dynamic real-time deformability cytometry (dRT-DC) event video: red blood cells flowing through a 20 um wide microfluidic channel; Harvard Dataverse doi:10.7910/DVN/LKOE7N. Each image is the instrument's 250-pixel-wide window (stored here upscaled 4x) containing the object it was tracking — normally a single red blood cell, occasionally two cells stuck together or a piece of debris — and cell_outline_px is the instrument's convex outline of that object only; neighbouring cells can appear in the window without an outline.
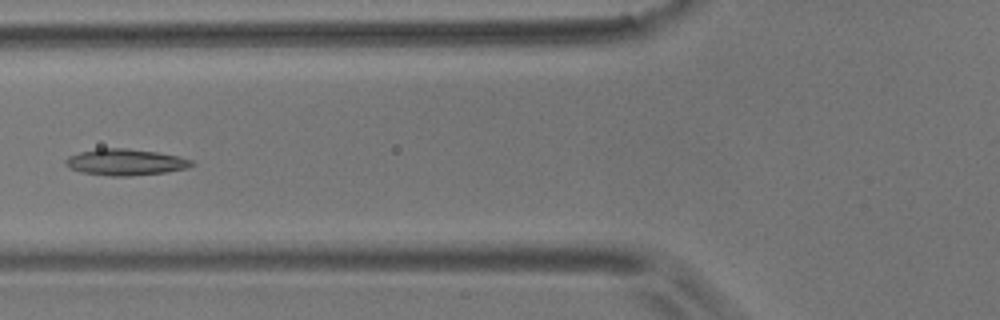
{"species": "common noctule bat (a hibernating species)", "species_latin": "Nyctalus noctula", "temperature_condition": "room temperature", "stored_images_in_passage": 8, "camera_frame_rate_fps": 3000, "um_per_image_px": 0.085, "animal": {"sex": "male", "body_mass_g": 17.9}, "frame": {"image": 1, "passage_image": 6, "time_ms": 1.667, "image_size_px": [1000, 320], "cell_outline_px": [[196, 164], [188, 168], [164, 172], [128, 176], [112, 176], [80, 172], [68, 168], [64, 164], [64, 160], [68, 156], [80, 152], [96, 148], [124, 148], [156, 152], [180, 156], [192, 160]], "centroid_in_image_um": [10.64, 13.78], "position_along_channel_um": 115.2, "area_um2": 19.48}}
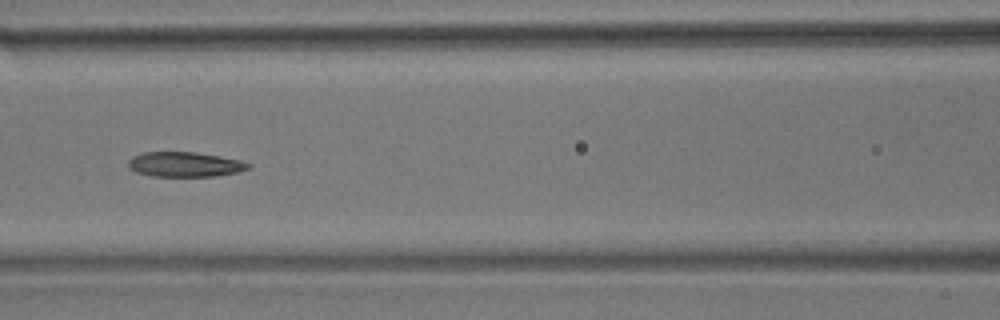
{"frame": {"image": 2, "passage_image": 7, "time_ms": 2.0, "image_size_px": [1000, 320], "cell_outline_px": [[252, 168], [236, 172], [216, 176], [152, 176], [136, 172], [128, 168], [128, 160], [132, 156], [144, 152], [196, 152], [220, 156], [240, 160], [252, 164]], "centroid_in_image_um": [15.71, 13.97], "position_along_channel_um": 150.9, "area_um2": 17.51}}
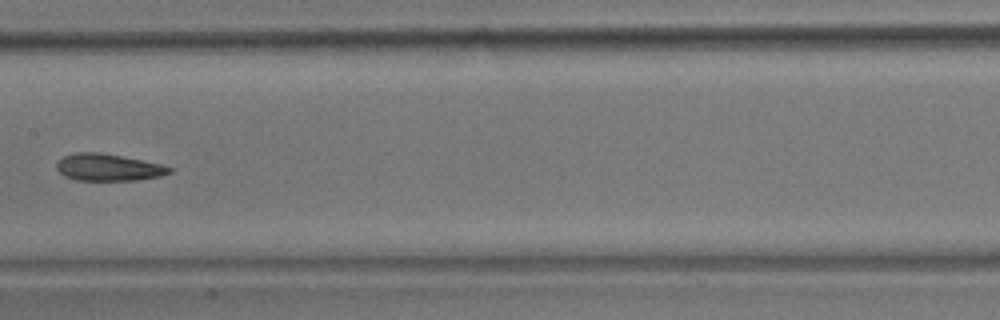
{"frame": {"image": 3, "passage_image": 8, "time_ms": 2.333, "image_size_px": [1000, 320], "cell_outline_px": [[172, 172], [160, 176], [136, 180], [76, 180], [64, 176], [56, 168], [56, 164], [64, 156], [76, 152], [100, 152], [160, 164], [172, 168]], "centroid_in_image_um": [9.18, 14.23], "position_along_channel_um": 198.2, "area_um2": 17.51}}